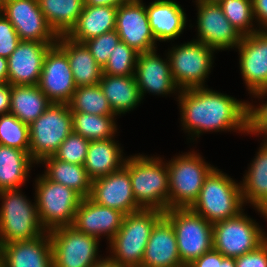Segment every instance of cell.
<instances>
[{
    "label": "cell",
    "mask_w": 267,
    "mask_h": 267,
    "mask_svg": "<svg viewBox=\"0 0 267 267\" xmlns=\"http://www.w3.org/2000/svg\"><path fill=\"white\" fill-rule=\"evenodd\" d=\"M178 102L182 127L191 134L190 140L206 131L247 132L248 102L206 87L180 90Z\"/></svg>",
    "instance_id": "obj_1"
},
{
    "label": "cell",
    "mask_w": 267,
    "mask_h": 267,
    "mask_svg": "<svg viewBox=\"0 0 267 267\" xmlns=\"http://www.w3.org/2000/svg\"><path fill=\"white\" fill-rule=\"evenodd\" d=\"M124 167L129 171L136 203L142 209L168 210L169 173L162 158L147 155L126 157Z\"/></svg>",
    "instance_id": "obj_2"
},
{
    "label": "cell",
    "mask_w": 267,
    "mask_h": 267,
    "mask_svg": "<svg viewBox=\"0 0 267 267\" xmlns=\"http://www.w3.org/2000/svg\"><path fill=\"white\" fill-rule=\"evenodd\" d=\"M163 215L158 209H140L124 215L120 229L109 241V258L123 267H141L151 231Z\"/></svg>",
    "instance_id": "obj_3"
},
{
    "label": "cell",
    "mask_w": 267,
    "mask_h": 267,
    "mask_svg": "<svg viewBox=\"0 0 267 267\" xmlns=\"http://www.w3.org/2000/svg\"><path fill=\"white\" fill-rule=\"evenodd\" d=\"M241 183L215 167L205 178L192 211L214 224L237 216L243 208ZM243 208V209H242Z\"/></svg>",
    "instance_id": "obj_4"
},
{
    "label": "cell",
    "mask_w": 267,
    "mask_h": 267,
    "mask_svg": "<svg viewBox=\"0 0 267 267\" xmlns=\"http://www.w3.org/2000/svg\"><path fill=\"white\" fill-rule=\"evenodd\" d=\"M0 199V246L35 239L46 232L38 217L36 201L32 204L20 189L2 190Z\"/></svg>",
    "instance_id": "obj_5"
},
{
    "label": "cell",
    "mask_w": 267,
    "mask_h": 267,
    "mask_svg": "<svg viewBox=\"0 0 267 267\" xmlns=\"http://www.w3.org/2000/svg\"><path fill=\"white\" fill-rule=\"evenodd\" d=\"M201 156L193 150L166 162L169 173L168 209L190 208L197 200L205 178L215 168Z\"/></svg>",
    "instance_id": "obj_6"
},
{
    "label": "cell",
    "mask_w": 267,
    "mask_h": 267,
    "mask_svg": "<svg viewBox=\"0 0 267 267\" xmlns=\"http://www.w3.org/2000/svg\"><path fill=\"white\" fill-rule=\"evenodd\" d=\"M35 200L42 227L49 232L72 226L82 197L70 187L50 181L43 174L35 179Z\"/></svg>",
    "instance_id": "obj_7"
},
{
    "label": "cell",
    "mask_w": 267,
    "mask_h": 267,
    "mask_svg": "<svg viewBox=\"0 0 267 267\" xmlns=\"http://www.w3.org/2000/svg\"><path fill=\"white\" fill-rule=\"evenodd\" d=\"M164 216L175 230L179 257L185 267L213 249V224L204 217L190 208L168 209Z\"/></svg>",
    "instance_id": "obj_8"
},
{
    "label": "cell",
    "mask_w": 267,
    "mask_h": 267,
    "mask_svg": "<svg viewBox=\"0 0 267 267\" xmlns=\"http://www.w3.org/2000/svg\"><path fill=\"white\" fill-rule=\"evenodd\" d=\"M73 131L72 114L68 104L52 103L29 125L31 158L39 162L54 153Z\"/></svg>",
    "instance_id": "obj_9"
},
{
    "label": "cell",
    "mask_w": 267,
    "mask_h": 267,
    "mask_svg": "<svg viewBox=\"0 0 267 267\" xmlns=\"http://www.w3.org/2000/svg\"><path fill=\"white\" fill-rule=\"evenodd\" d=\"M214 52L197 40L173 46L168 51L172 79L179 90L206 87L205 79L211 72Z\"/></svg>",
    "instance_id": "obj_10"
},
{
    "label": "cell",
    "mask_w": 267,
    "mask_h": 267,
    "mask_svg": "<svg viewBox=\"0 0 267 267\" xmlns=\"http://www.w3.org/2000/svg\"><path fill=\"white\" fill-rule=\"evenodd\" d=\"M243 212L213 224V249L225 257L237 258L255 250L267 239L264 229Z\"/></svg>",
    "instance_id": "obj_11"
},
{
    "label": "cell",
    "mask_w": 267,
    "mask_h": 267,
    "mask_svg": "<svg viewBox=\"0 0 267 267\" xmlns=\"http://www.w3.org/2000/svg\"><path fill=\"white\" fill-rule=\"evenodd\" d=\"M49 236L53 267H93L102 259L98 255L100 239L82 233L73 226L50 230Z\"/></svg>",
    "instance_id": "obj_12"
},
{
    "label": "cell",
    "mask_w": 267,
    "mask_h": 267,
    "mask_svg": "<svg viewBox=\"0 0 267 267\" xmlns=\"http://www.w3.org/2000/svg\"><path fill=\"white\" fill-rule=\"evenodd\" d=\"M237 49L240 72L249 93L254 98L267 96V30L243 36Z\"/></svg>",
    "instance_id": "obj_13"
},
{
    "label": "cell",
    "mask_w": 267,
    "mask_h": 267,
    "mask_svg": "<svg viewBox=\"0 0 267 267\" xmlns=\"http://www.w3.org/2000/svg\"><path fill=\"white\" fill-rule=\"evenodd\" d=\"M2 14L11 22L20 41L56 43L58 40L38 0H4Z\"/></svg>",
    "instance_id": "obj_14"
},
{
    "label": "cell",
    "mask_w": 267,
    "mask_h": 267,
    "mask_svg": "<svg viewBox=\"0 0 267 267\" xmlns=\"http://www.w3.org/2000/svg\"><path fill=\"white\" fill-rule=\"evenodd\" d=\"M198 39L213 50L237 48L242 35L225 17L218 3L196 2Z\"/></svg>",
    "instance_id": "obj_15"
},
{
    "label": "cell",
    "mask_w": 267,
    "mask_h": 267,
    "mask_svg": "<svg viewBox=\"0 0 267 267\" xmlns=\"http://www.w3.org/2000/svg\"><path fill=\"white\" fill-rule=\"evenodd\" d=\"M120 40L138 53L157 49L142 0H129L116 13V28Z\"/></svg>",
    "instance_id": "obj_16"
},
{
    "label": "cell",
    "mask_w": 267,
    "mask_h": 267,
    "mask_svg": "<svg viewBox=\"0 0 267 267\" xmlns=\"http://www.w3.org/2000/svg\"><path fill=\"white\" fill-rule=\"evenodd\" d=\"M38 86L52 103L68 104L76 90L67 55L56 44L45 56Z\"/></svg>",
    "instance_id": "obj_17"
},
{
    "label": "cell",
    "mask_w": 267,
    "mask_h": 267,
    "mask_svg": "<svg viewBox=\"0 0 267 267\" xmlns=\"http://www.w3.org/2000/svg\"><path fill=\"white\" fill-rule=\"evenodd\" d=\"M89 198L124 215L142 209L136 203L129 171L124 166L105 177L93 180Z\"/></svg>",
    "instance_id": "obj_18"
},
{
    "label": "cell",
    "mask_w": 267,
    "mask_h": 267,
    "mask_svg": "<svg viewBox=\"0 0 267 267\" xmlns=\"http://www.w3.org/2000/svg\"><path fill=\"white\" fill-rule=\"evenodd\" d=\"M56 43L20 41L7 58L10 85H38L48 50Z\"/></svg>",
    "instance_id": "obj_19"
},
{
    "label": "cell",
    "mask_w": 267,
    "mask_h": 267,
    "mask_svg": "<svg viewBox=\"0 0 267 267\" xmlns=\"http://www.w3.org/2000/svg\"><path fill=\"white\" fill-rule=\"evenodd\" d=\"M156 51L139 53L137 57L135 78L142 99L147 92L168 95L180 91L172 79L169 57L162 59Z\"/></svg>",
    "instance_id": "obj_20"
},
{
    "label": "cell",
    "mask_w": 267,
    "mask_h": 267,
    "mask_svg": "<svg viewBox=\"0 0 267 267\" xmlns=\"http://www.w3.org/2000/svg\"><path fill=\"white\" fill-rule=\"evenodd\" d=\"M123 218L124 214L120 211L99 205L86 197L82 198L77 208L72 226L97 239L106 236L110 241L120 229Z\"/></svg>",
    "instance_id": "obj_21"
},
{
    "label": "cell",
    "mask_w": 267,
    "mask_h": 267,
    "mask_svg": "<svg viewBox=\"0 0 267 267\" xmlns=\"http://www.w3.org/2000/svg\"><path fill=\"white\" fill-rule=\"evenodd\" d=\"M3 267H53L49 232L35 239L0 246Z\"/></svg>",
    "instance_id": "obj_22"
},
{
    "label": "cell",
    "mask_w": 267,
    "mask_h": 267,
    "mask_svg": "<svg viewBox=\"0 0 267 267\" xmlns=\"http://www.w3.org/2000/svg\"><path fill=\"white\" fill-rule=\"evenodd\" d=\"M141 267H185L171 222L163 215L153 227Z\"/></svg>",
    "instance_id": "obj_23"
},
{
    "label": "cell",
    "mask_w": 267,
    "mask_h": 267,
    "mask_svg": "<svg viewBox=\"0 0 267 267\" xmlns=\"http://www.w3.org/2000/svg\"><path fill=\"white\" fill-rule=\"evenodd\" d=\"M146 12L156 41L177 39L186 28V13L175 1L155 0L146 6Z\"/></svg>",
    "instance_id": "obj_24"
},
{
    "label": "cell",
    "mask_w": 267,
    "mask_h": 267,
    "mask_svg": "<svg viewBox=\"0 0 267 267\" xmlns=\"http://www.w3.org/2000/svg\"><path fill=\"white\" fill-rule=\"evenodd\" d=\"M56 45L67 55L76 87L99 84L103 68L95 61L84 43L61 35Z\"/></svg>",
    "instance_id": "obj_25"
},
{
    "label": "cell",
    "mask_w": 267,
    "mask_h": 267,
    "mask_svg": "<svg viewBox=\"0 0 267 267\" xmlns=\"http://www.w3.org/2000/svg\"><path fill=\"white\" fill-rule=\"evenodd\" d=\"M261 147L245 172L241 182L244 204L250 203L254 209L267 218V146Z\"/></svg>",
    "instance_id": "obj_26"
},
{
    "label": "cell",
    "mask_w": 267,
    "mask_h": 267,
    "mask_svg": "<svg viewBox=\"0 0 267 267\" xmlns=\"http://www.w3.org/2000/svg\"><path fill=\"white\" fill-rule=\"evenodd\" d=\"M118 7L84 5L79 19L66 35L75 42L84 43L94 37L115 30Z\"/></svg>",
    "instance_id": "obj_27"
},
{
    "label": "cell",
    "mask_w": 267,
    "mask_h": 267,
    "mask_svg": "<svg viewBox=\"0 0 267 267\" xmlns=\"http://www.w3.org/2000/svg\"><path fill=\"white\" fill-rule=\"evenodd\" d=\"M115 138L90 141L84 168L91 180L105 177L112 172L120 170L126 161L124 152Z\"/></svg>",
    "instance_id": "obj_28"
},
{
    "label": "cell",
    "mask_w": 267,
    "mask_h": 267,
    "mask_svg": "<svg viewBox=\"0 0 267 267\" xmlns=\"http://www.w3.org/2000/svg\"><path fill=\"white\" fill-rule=\"evenodd\" d=\"M99 85L116 116L133 110L142 101L135 75L103 74Z\"/></svg>",
    "instance_id": "obj_29"
},
{
    "label": "cell",
    "mask_w": 267,
    "mask_h": 267,
    "mask_svg": "<svg viewBox=\"0 0 267 267\" xmlns=\"http://www.w3.org/2000/svg\"><path fill=\"white\" fill-rule=\"evenodd\" d=\"M35 163L27 151L0 145V191L20 189Z\"/></svg>",
    "instance_id": "obj_30"
},
{
    "label": "cell",
    "mask_w": 267,
    "mask_h": 267,
    "mask_svg": "<svg viewBox=\"0 0 267 267\" xmlns=\"http://www.w3.org/2000/svg\"><path fill=\"white\" fill-rule=\"evenodd\" d=\"M39 163L44 164V176L50 181L70 187L82 198L89 197L92 180L88 176L84 165L61 161L53 155L43 158Z\"/></svg>",
    "instance_id": "obj_31"
},
{
    "label": "cell",
    "mask_w": 267,
    "mask_h": 267,
    "mask_svg": "<svg viewBox=\"0 0 267 267\" xmlns=\"http://www.w3.org/2000/svg\"><path fill=\"white\" fill-rule=\"evenodd\" d=\"M52 104L38 85H11L9 113L30 125Z\"/></svg>",
    "instance_id": "obj_32"
},
{
    "label": "cell",
    "mask_w": 267,
    "mask_h": 267,
    "mask_svg": "<svg viewBox=\"0 0 267 267\" xmlns=\"http://www.w3.org/2000/svg\"><path fill=\"white\" fill-rule=\"evenodd\" d=\"M48 24L58 35H67L77 23L84 0H38Z\"/></svg>",
    "instance_id": "obj_33"
},
{
    "label": "cell",
    "mask_w": 267,
    "mask_h": 267,
    "mask_svg": "<svg viewBox=\"0 0 267 267\" xmlns=\"http://www.w3.org/2000/svg\"><path fill=\"white\" fill-rule=\"evenodd\" d=\"M73 132L89 141L105 140L116 136V116L71 112Z\"/></svg>",
    "instance_id": "obj_34"
},
{
    "label": "cell",
    "mask_w": 267,
    "mask_h": 267,
    "mask_svg": "<svg viewBox=\"0 0 267 267\" xmlns=\"http://www.w3.org/2000/svg\"><path fill=\"white\" fill-rule=\"evenodd\" d=\"M68 105L71 112L116 116L99 84L76 87Z\"/></svg>",
    "instance_id": "obj_35"
},
{
    "label": "cell",
    "mask_w": 267,
    "mask_h": 267,
    "mask_svg": "<svg viewBox=\"0 0 267 267\" xmlns=\"http://www.w3.org/2000/svg\"><path fill=\"white\" fill-rule=\"evenodd\" d=\"M218 4L225 17L242 36L260 31L253 24L255 19L252 0H222Z\"/></svg>",
    "instance_id": "obj_36"
},
{
    "label": "cell",
    "mask_w": 267,
    "mask_h": 267,
    "mask_svg": "<svg viewBox=\"0 0 267 267\" xmlns=\"http://www.w3.org/2000/svg\"><path fill=\"white\" fill-rule=\"evenodd\" d=\"M0 145L21 149L29 153V125L11 113L0 115Z\"/></svg>",
    "instance_id": "obj_37"
},
{
    "label": "cell",
    "mask_w": 267,
    "mask_h": 267,
    "mask_svg": "<svg viewBox=\"0 0 267 267\" xmlns=\"http://www.w3.org/2000/svg\"><path fill=\"white\" fill-rule=\"evenodd\" d=\"M138 52L123 41L118 42L103 67V74L111 76L135 75Z\"/></svg>",
    "instance_id": "obj_38"
},
{
    "label": "cell",
    "mask_w": 267,
    "mask_h": 267,
    "mask_svg": "<svg viewBox=\"0 0 267 267\" xmlns=\"http://www.w3.org/2000/svg\"><path fill=\"white\" fill-rule=\"evenodd\" d=\"M89 143V140L72 131L53 156L64 162L84 165Z\"/></svg>",
    "instance_id": "obj_39"
},
{
    "label": "cell",
    "mask_w": 267,
    "mask_h": 267,
    "mask_svg": "<svg viewBox=\"0 0 267 267\" xmlns=\"http://www.w3.org/2000/svg\"><path fill=\"white\" fill-rule=\"evenodd\" d=\"M120 37L116 30L106 32L84 42L91 52L95 61L103 68L108 62L109 56L120 42Z\"/></svg>",
    "instance_id": "obj_40"
},
{
    "label": "cell",
    "mask_w": 267,
    "mask_h": 267,
    "mask_svg": "<svg viewBox=\"0 0 267 267\" xmlns=\"http://www.w3.org/2000/svg\"><path fill=\"white\" fill-rule=\"evenodd\" d=\"M20 42L11 22L0 13V56L8 58Z\"/></svg>",
    "instance_id": "obj_41"
},
{
    "label": "cell",
    "mask_w": 267,
    "mask_h": 267,
    "mask_svg": "<svg viewBox=\"0 0 267 267\" xmlns=\"http://www.w3.org/2000/svg\"><path fill=\"white\" fill-rule=\"evenodd\" d=\"M267 130V102L259 106L247 103V132L259 135Z\"/></svg>",
    "instance_id": "obj_42"
},
{
    "label": "cell",
    "mask_w": 267,
    "mask_h": 267,
    "mask_svg": "<svg viewBox=\"0 0 267 267\" xmlns=\"http://www.w3.org/2000/svg\"><path fill=\"white\" fill-rule=\"evenodd\" d=\"M236 267H267V239L255 250L235 258Z\"/></svg>",
    "instance_id": "obj_43"
},
{
    "label": "cell",
    "mask_w": 267,
    "mask_h": 267,
    "mask_svg": "<svg viewBox=\"0 0 267 267\" xmlns=\"http://www.w3.org/2000/svg\"><path fill=\"white\" fill-rule=\"evenodd\" d=\"M253 15L259 30H267V0H252Z\"/></svg>",
    "instance_id": "obj_44"
},
{
    "label": "cell",
    "mask_w": 267,
    "mask_h": 267,
    "mask_svg": "<svg viewBox=\"0 0 267 267\" xmlns=\"http://www.w3.org/2000/svg\"><path fill=\"white\" fill-rule=\"evenodd\" d=\"M188 267H218V251L211 249L205 252Z\"/></svg>",
    "instance_id": "obj_45"
},
{
    "label": "cell",
    "mask_w": 267,
    "mask_h": 267,
    "mask_svg": "<svg viewBox=\"0 0 267 267\" xmlns=\"http://www.w3.org/2000/svg\"><path fill=\"white\" fill-rule=\"evenodd\" d=\"M10 101L11 85L9 83H0V115L9 113Z\"/></svg>",
    "instance_id": "obj_46"
},
{
    "label": "cell",
    "mask_w": 267,
    "mask_h": 267,
    "mask_svg": "<svg viewBox=\"0 0 267 267\" xmlns=\"http://www.w3.org/2000/svg\"><path fill=\"white\" fill-rule=\"evenodd\" d=\"M129 0H84V5L119 7Z\"/></svg>",
    "instance_id": "obj_47"
},
{
    "label": "cell",
    "mask_w": 267,
    "mask_h": 267,
    "mask_svg": "<svg viewBox=\"0 0 267 267\" xmlns=\"http://www.w3.org/2000/svg\"><path fill=\"white\" fill-rule=\"evenodd\" d=\"M0 83H8V60L0 56Z\"/></svg>",
    "instance_id": "obj_48"
},
{
    "label": "cell",
    "mask_w": 267,
    "mask_h": 267,
    "mask_svg": "<svg viewBox=\"0 0 267 267\" xmlns=\"http://www.w3.org/2000/svg\"><path fill=\"white\" fill-rule=\"evenodd\" d=\"M218 267H236L235 258L225 257L218 251Z\"/></svg>",
    "instance_id": "obj_49"
},
{
    "label": "cell",
    "mask_w": 267,
    "mask_h": 267,
    "mask_svg": "<svg viewBox=\"0 0 267 267\" xmlns=\"http://www.w3.org/2000/svg\"><path fill=\"white\" fill-rule=\"evenodd\" d=\"M93 267H123L119 265L117 262L110 259L108 256L105 258H102L100 261H98Z\"/></svg>",
    "instance_id": "obj_50"
},
{
    "label": "cell",
    "mask_w": 267,
    "mask_h": 267,
    "mask_svg": "<svg viewBox=\"0 0 267 267\" xmlns=\"http://www.w3.org/2000/svg\"><path fill=\"white\" fill-rule=\"evenodd\" d=\"M222 0H196L195 2L219 3Z\"/></svg>",
    "instance_id": "obj_51"
},
{
    "label": "cell",
    "mask_w": 267,
    "mask_h": 267,
    "mask_svg": "<svg viewBox=\"0 0 267 267\" xmlns=\"http://www.w3.org/2000/svg\"><path fill=\"white\" fill-rule=\"evenodd\" d=\"M262 135H264V140L262 141H264L263 143L267 146V130Z\"/></svg>",
    "instance_id": "obj_52"
},
{
    "label": "cell",
    "mask_w": 267,
    "mask_h": 267,
    "mask_svg": "<svg viewBox=\"0 0 267 267\" xmlns=\"http://www.w3.org/2000/svg\"><path fill=\"white\" fill-rule=\"evenodd\" d=\"M3 6H4V0H0V13H2Z\"/></svg>",
    "instance_id": "obj_53"
},
{
    "label": "cell",
    "mask_w": 267,
    "mask_h": 267,
    "mask_svg": "<svg viewBox=\"0 0 267 267\" xmlns=\"http://www.w3.org/2000/svg\"><path fill=\"white\" fill-rule=\"evenodd\" d=\"M0 267H3V260H2L1 254H0Z\"/></svg>",
    "instance_id": "obj_54"
}]
</instances>
